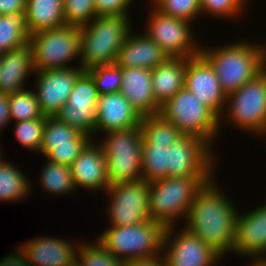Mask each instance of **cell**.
<instances>
[{
    "mask_svg": "<svg viewBox=\"0 0 266 266\" xmlns=\"http://www.w3.org/2000/svg\"><path fill=\"white\" fill-rule=\"evenodd\" d=\"M215 178L196 192L184 219V228L224 257L232 253L239 208L222 191Z\"/></svg>",
    "mask_w": 266,
    "mask_h": 266,
    "instance_id": "obj_1",
    "label": "cell"
},
{
    "mask_svg": "<svg viewBox=\"0 0 266 266\" xmlns=\"http://www.w3.org/2000/svg\"><path fill=\"white\" fill-rule=\"evenodd\" d=\"M237 39L223 46L201 47V54L213 66L221 89L228 95L264 70L262 44Z\"/></svg>",
    "mask_w": 266,
    "mask_h": 266,
    "instance_id": "obj_2",
    "label": "cell"
},
{
    "mask_svg": "<svg viewBox=\"0 0 266 266\" xmlns=\"http://www.w3.org/2000/svg\"><path fill=\"white\" fill-rule=\"evenodd\" d=\"M129 15L97 16L80 27V61L84 70L116 63L119 50L133 26Z\"/></svg>",
    "mask_w": 266,
    "mask_h": 266,
    "instance_id": "obj_3",
    "label": "cell"
},
{
    "mask_svg": "<svg viewBox=\"0 0 266 266\" xmlns=\"http://www.w3.org/2000/svg\"><path fill=\"white\" fill-rule=\"evenodd\" d=\"M213 177H166L149 183L150 219L166 227L187 217L196 192Z\"/></svg>",
    "mask_w": 266,
    "mask_h": 266,
    "instance_id": "obj_4",
    "label": "cell"
},
{
    "mask_svg": "<svg viewBox=\"0 0 266 266\" xmlns=\"http://www.w3.org/2000/svg\"><path fill=\"white\" fill-rule=\"evenodd\" d=\"M96 238L124 262L162 255L165 227L154 220L133 226H109Z\"/></svg>",
    "mask_w": 266,
    "mask_h": 266,
    "instance_id": "obj_5",
    "label": "cell"
},
{
    "mask_svg": "<svg viewBox=\"0 0 266 266\" xmlns=\"http://www.w3.org/2000/svg\"><path fill=\"white\" fill-rule=\"evenodd\" d=\"M224 121L225 124H230L229 126H236L239 131L251 133V136H259V139L266 137V72L264 70L227 95L226 107L220 117V126Z\"/></svg>",
    "mask_w": 266,
    "mask_h": 266,
    "instance_id": "obj_6",
    "label": "cell"
},
{
    "mask_svg": "<svg viewBox=\"0 0 266 266\" xmlns=\"http://www.w3.org/2000/svg\"><path fill=\"white\" fill-rule=\"evenodd\" d=\"M159 114L184 135H193L213 149L216 147L220 118L185 87L160 106Z\"/></svg>",
    "mask_w": 266,
    "mask_h": 266,
    "instance_id": "obj_7",
    "label": "cell"
},
{
    "mask_svg": "<svg viewBox=\"0 0 266 266\" xmlns=\"http://www.w3.org/2000/svg\"><path fill=\"white\" fill-rule=\"evenodd\" d=\"M98 143L106 156L110 185L142 180L143 136L140 126L104 133Z\"/></svg>",
    "mask_w": 266,
    "mask_h": 266,
    "instance_id": "obj_8",
    "label": "cell"
},
{
    "mask_svg": "<svg viewBox=\"0 0 266 266\" xmlns=\"http://www.w3.org/2000/svg\"><path fill=\"white\" fill-rule=\"evenodd\" d=\"M28 44L35 71L70 68L75 59L80 61L81 35L77 26L63 25L35 32L29 37Z\"/></svg>",
    "mask_w": 266,
    "mask_h": 266,
    "instance_id": "obj_9",
    "label": "cell"
},
{
    "mask_svg": "<svg viewBox=\"0 0 266 266\" xmlns=\"http://www.w3.org/2000/svg\"><path fill=\"white\" fill-rule=\"evenodd\" d=\"M146 20L143 32L154 40L169 58H192L201 53L202 42L200 44V40H195L192 22L164 15L153 6Z\"/></svg>",
    "mask_w": 266,
    "mask_h": 266,
    "instance_id": "obj_10",
    "label": "cell"
},
{
    "mask_svg": "<svg viewBox=\"0 0 266 266\" xmlns=\"http://www.w3.org/2000/svg\"><path fill=\"white\" fill-rule=\"evenodd\" d=\"M214 153L202 139L184 135L166 147L168 177H214L218 165Z\"/></svg>",
    "mask_w": 266,
    "mask_h": 266,
    "instance_id": "obj_11",
    "label": "cell"
},
{
    "mask_svg": "<svg viewBox=\"0 0 266 266\" xmlns=\"http://www.w3.org/2000/svg\"><path fill=\"white\" fill-rule=\"evenodd\" d=\"M105 192L110 197L105 208L110 226H133L150 219L147 181L115 183Z\"/></svg>",
    "mask_w": 266,
    "mask_h": 266,
    "instance_id": "obj_12",
    "label": "cell"
},
{
    "mask_svg": "<svg viewBox=\"0 0 266 266\" xmlns=\"http://www.w3.org/2000/svg\"><path fill=\"white\" fill-rule=\"evenodd\" d=\"M176 228H165L162 247L165 266H217L225 258L184 226L179 232Z\"/></svg>",
    "mask_w": 266,
    "mask_h": 266,
    "instance_id": "obj_13",
    "label": "cell"
},
{
    "mask_svg": "<svg viewBox=\"0 0 266 266\" xmlns=\"http://www.w3.org/2000/svg\"><path fill=\"white\" fill-rule=\"evenodd\" d=\"M99 93L92 76L84 70L76 79L67 103L55 115L79 132L93 136L96 130V107Z\"/></svg>",
    "mask_w": 266,
    "mask_h": 266,
    "instance_id": "obj_14",
    "label": "cell"
},
{
    "mask_svg": "<svg viewBox=\"0 0 266 266\" xmlns=\"http://www.w3.org/2000/svg\"><path fill=\"white\" fill-rule=\"evenodd\" d=\"M83 71L80 65L35 71L34 92L45 116H55L67 103L74 83Z\"/></svg>",
    "mask_w": 266,
    "mask_h": 266,
    "instance_id": "obj_15",
    "label": "cell"
},
{
    "mask_svg": "<svg viewBox=\"0 0 266 266\" xmlns=\"http://www.w3.org/2000/svg\"><path fill=\"white\" fill-rule=\"evenodd\" d=\"M184 87L219 118L222 116L227 95L221 89L213 66L201 53L187 59Z\"/></svg>",
    "mask_w": 266,
    "mask_h": 266,
    "instance_id": "obj_16",
    "label": "cell"
},
{
    "mask_svg": "<svg viewBox=\"0 0 266 266\" xmlns=\"http://www.w3.org/2000/svg\"><path fill=\"white\" fill-rule=\"evenodd\" d=\"M261 205L245 213L238 211L233 255L266 257V204Z\"/></svg>",
    "mask_w": 266,
    "mask_h": 266,
    "instance_id": "obj_17",
    "label": "cell"
},
{
    "mask_svg": "<svg viewBox=\"0 0 266 266\" xmlns=\"http://www.w3.org/2000/svg\"><path fill=\"white\" fill-rule=\"evenodd\" d=\"M106 166V156L102 147L97 140L92 139L70 166L76 190H79V187L95 194L101 191L105 194L110 185Z\"/></svg>",
    "mask_w": 266,
    "mask_h": 266,
    "instance_id": "obj_18",
    "label": "cell"
},
{
    "mask_svg": "<svg viewBox=\"0 0 266 266\" xmlns=\"http://www.w3.org/2000/svg\"><path fill=\"white\" fill-rule=\"evenodd\" d=\"M141 120L140 113L121 92L99 95L96 107V130L93 139L96 140L99 133L103 135L107 132L140 126Z\"/></svg>",
    "mask_w": 266,
    "mask_h": 266,
    "instance_id": "obj_19",
    "label": "cell"
},
{
    "mask_svg": "<svg viewBox=\"0 0 266 266\" xmlns=\"http://www.w3.org/2000/svg\"><path fill=\"white\" fill-rule=\"evenodd\" d=\"M48 236H37L20 244L31 266H67L77 259L81 241L75 244L59 236Z\"/></svg>",
    "mask_w": 266,
    "mask_h": 266,
    "instance_id": "obj_20",
    "label": "cell"
},
{
    "mask_svg": "<svg viewBox=\"0 0 266 266\" xmlns=\"http://www.w3.org/2000/svg\"><path fill=\"white\" fill-rule=\"evenodd\" d=\"M134 28L127 35L118 53L116 64L120 67H136L153 70L169 56L146 33L135 34Z\"/></svg>",
    "mask_w": 266,
    "mask_h": 266,
    "instance_id": "obj_21",
    "label": "cell"
},
{
    "mask_svg": "<svg viewBox=\"0 0 266 266\" xmlns=\"http://www.w3.org/2000/svg\"><path fill=\"white\" fill-rule=\"evenodd\" d=\"M141 116L159 114L160 106L153 96L150 69L122 67L121 91Z\"/></svg>",
    "mask_w": 266,
    "mask_h": 266,
    "instance_id": "obj_22",
    "label": "cell"
},
{
    "mask_svg": "<svg viewBox=\"0 0 266 266\" xmlns=\"http://www.w3.org/2000/svg\"><path fill=\"white\" fill-rule=\"evenodd\" d=\"M32 74L35 69L29 44L0 54V93L10 95L25 89Z\"/></svg>",
    "mask_w": 266,
    "mask_h": 266,
    "instance_id": "obj_23",
    "label": "cell"
},
{
    "mask_svg": "<svg viewBox=\"0 0 266 266\" xmlns=\"http://www.w3.org/2000/svg\"><path fill=\"white\" fill-rule=\"evenodd\" d=\"M187 59L184 57H170L151 70L153 96L159 106H162L184 88Z\"/></svg>",
    "mask_w": 266,
    "mask_h": 266,
    "instance_id": "obj_24",
    "label": "cell"
},
{
    "mask_svg": "<svg viewBox=\"0 0 266 266\" xmlns=\"http://www.w3.org/2000/svg\"><path fill=\"white\" fill-rule=\"evenodd\" d=\"M25 13L30 34L65 25L63 0H26Z\"/></svg>",
    "mask_w": 266,
    "mask_h": 266,
    "instance_id": "obj_25",
    "label": "cell"
},
{
    "mask_svg": "<svg viewBox=\"0 0 266 266\" xmlns=\"http://www.w3.org/2000/svg\"><path fill=\"white\" fill-rule=\"evenodd\" d=\"M0 153V201H22L31 193L32 184L23 171L13 162L2 159ZM24 198V199H23Z\"/></svg>",
    "mask_w": 266,
    "mask_h": 266,
    "instance_id": "obj_26",
    "label": "cell"
},
{
    "mask_svg": "<svg viewBox=\"0 0 266 266\" xmlns=\"http://www.w3.org/2000/svg\"><path fill=\"white\" fill-rule=\"evenodd\" d=\"M141 131L143 146L168 147L178 141L184 134L160 114L142 116Z\"/></svg>",
    "mask_w": 266,
    "mask_h": 266,
    "instance_id": "obj_27",
    "label": "cell"
},
{
    "mask_svg": "<svg viewBox=\"0 0 266 266\" xmlns=\"http://www.w3.org/2000/svg\"><path fill=\"white\" fill-rule=\"evenodd\" d=\"M30 36L25 12L0 15V54L27 45Z\"/></svg>",
    "mask_w": 266,
    "mask_h": 266,
    "instance_id": "obj_28",
    "label": "cell"
},
{
    "mask_svg": "<svg viewBox=\"0 0 266 266\" xmlns=\"http://www.w3.org/2000/svg\"><path fill=\"white\" fill-rule=\"evenodd\" d=\"M39 173V184L44 192H50L55 197L76 193V188L68 165L58 164L46 159V163ZM74 191V192H73Z\"/></svg>",
    "mask_w": 266,
    "mask_h": 266,
    "instance_id": "obj_29",
    "label": "cell"
},
{
    "mask_svg": "<svg viewBox=\"0 0 266 266\" xmlns=\"http://www.w3.org/2000/svg\"><path fill=\"white\" fill-rule=\"evenodd\" d=\"M81 134L82 132L57 117L46 116L39 154L43 157L53 146L72 145Z\"/></svg>",
    "mask_w": 266,
    "mask_h": 266,
    "instance_id": "obj_30",
    "label": "cell"
},
{
    "mask_svg": "<svg viewBox=\"0 0 266 266\" xmlns=\"http://www.w3.org/2000/svg\"><path fill=\"white\" fill-rule=\"evenodd\" d=\"M10 124L36 118H46L42 113L33 89L25 88L8 95ZM14 120V121H13Z\"/></svg>",
    "mask_w": 266,
    "mask_h": 266,
    "instance_id": "obj_31",
    "label": "cell"
},
{
    "mask_svg": "<svg viewBox=\"0 0 266 266\" xmlns=\"http://www.w3.org/2000/svg\"><path fill=\"white\" fill-rule=\"evenodd\" d=\"M142 179L148 183L168 177L166 147L142 145Z\"/></svg>",
    "mask_w": 266,
    "mask_h": 266,
    "instance_id": "obj_32",
    "label": "cell"
},
{
    "mask_svg": "<svg viewBox=\"0 0 266 266\" xmlns=\"http://www.w3.org/2000/svg\"><path fill=\"white\" fill-rule=\"evenodd\" d=\"M151 6L164 15L190 22L201 19L200 0H151Z\"/></svg>",
    "mask_w": 266,
    "mask_h": 266,
    "instance_id": "obj_33",
    "label": "cell"
},
{
    "mask_svg": "<svg viewBox=\"0 0 266 266\" xmlns=\"http://www.w3.org/2000/svg\"><path fill=\"white\" fill-rule=\"evenodd\" d=\"M83 241L79 245L77 259L83 266H125V262L115 258L99 241Z\"/></svg>",
    "mask_w": 266,
    "mask_h": 266,
    "instance_id": "obj_34",
    "label": "cell"
},
{
    "mask_svg": "<svg viewBox=\"0 0 266 266\" xmlns=\"http://www.w3.org/2000/svg\"><path fill=\"white\" fill-rule=\"evenodd\" d=\"M86 71L92 76L99 95L121 91L122 67L116 63L96 65Z\"/></svg>",
    "mask_w": 266,
    "mask_h": 266,
    "instance_id": "obj_35",
    "label": "cell"
},
{
    "mask_svg": "<svg viewBox=\"0 0 266 266\" xmlns=\"http://www.w3.org/2000/svg\"><path fill=\"white\" fill-rule=\"evenodd\" d=\"M46 118L29 119L14 123L16 140L24 148L39 153Z\"/></svg>",
    "mask_w": 266,
    "mask_h": 266,
    "instance_id": "obj_36",
    "label": "cell"
},
{
    "mask_svg": "<svg viewBox=\"0 0 266 266\" xmlns=\"http://www.w3.org/2000/svg\"><path fill=\"white\" fill-rule=\"evenodd\" d=\"M247 2V0H200V6L205 18L207 15L216 19L237 20L247 11L245 8Z\"/></svg>",
    "mask_w": 266,
    "mask_h": 266,
    "instance_id": "obj_37",
    "label": "cell"
},
{
    "mask_svg": "<svg viewBox=\"0 0 266 266\" xmlns=\"http://www.w3.org/2000/svg\"><path fill=\"white\" fill-rule=\"evenodd\" d=\"M65 25L85 26L96 17L94 0H63Z\"/></svg>",
    "mask_w": 266,
    "mask_h": 266,
    "instance_id": "obj_38",
    "label": "cell"
},
{
    "mask_svg": "<svg viewBox=\"0 0 266 266\" xmlns=\"http://www.w3.org/2000/svg\"><path fill=\"white\" fill-rule=\"evenodd\" d=\"M92 139L91 136L82 133L72 145L53 146L43 157L51 162L71 166Z\"/></svg>",
    "mask_w": 266,
    "mask_h": 266,
    "instance_id": "obj_39",
    "label": "cell"
},
{
    "mask_svg": "<svg viewBox=\"0 0 266 266\" xmlns=\"http://www.w3.org/2000/svg\"><path fill=\"white\" fill-rule=\"evenodd\" d=\"M136 0H94L97 16L130 15V8Z\"/></svg>",
    "mask_w": 266,
    "mask_h": 266,
    "instance_id": "obj_40",
    "label": "cell"
},
{
    "mask_svg": "<svg viewBox=\"0 0 266 266\" xmlns=\"http://www.w3.org/2000/svg\"><path fill=\"white\" fill-rule=\"evenodd\" d=\"M0 266H31V264L28 262L25 252L20 246H17L14 253L9 252L0 259Z\"/></svg>",
    "mask_w": 266,
    "mask_h": 266,
    "instance_id": "obj_41",
    "label": "cell"
},
{
    "mask_svg": "<svg viewBox=\"0 0 266 266\" xmlns=\"http://www.w3.org/2000/svg\"><path fill=\"white\" fill-rule=\"evenodd\" d=\"M25 11L26 0H0V15Z\"/></svg>",
    "mask_w": 266,
    "mask_h": 266,
    "instance_id": "obj_42",
    "label": "cell"
},
{
    "mask_svg": "<svg viewBox=\"0 0 266 266\" xmlns=\"http://www.w3.org/2000/svg\"><path fill=\"white\" fill-rule=\"evenodd\" d=\"M8 123H10L8 95L0 93V134Z\"/></svg>",
    "mask_w": 266,
    "mask_h": 266,
    "instance_id": "obj_43",
    "label": "cell"
},
{
    "mask_svg": "<svg viewBox=\"0 0 266 266\" xmlns=\"http://www.w3.org/2000/svg\"><path fill=\"white\" fill-rule=\"evenodd\" d=\"M125 266H165V263L162 255H159L147 259L126 261Z\"/></svg>",
    "mask_w": 266,
    "mask_h": 266,
    "instance_id": "obj_44",
    "label": "cell"
},
{
    "mask_svg": "<svg viewBox=\"0 0 266 266\" xmlns=\"http://www.w3.org/2000/svg\"><path fill=\"white\" fill-rule=\"evenodd\" d=\"M250 260L246 266H266V257H250L247 260Z\"/></svg>",
    "mask_w": 266,
    "mask_h": 266,
    "instance_id": "obj_45",
    "label": "cell"
},
{
    "mask_svg": "<svg viewBox=\"0 0 266 266\" xmlns=\"http://www.w3.org/2000/svg\"><path fill=\"white\" fill-rule=\"evenodd\" d=\"M262 48H263V66H264V71L266 72V44L262 43Z\"/></svg>",
    "mask_w": 266,
    "mask_h": 266,
    "instance_id": "obj_46",
    "label": "cell"
},
{
    "mask_svg": "<svg viewBox=\"0 0 266 266\" xmlns=\"http://www.w3.org/2000/svg\"><path fill=\"white\" fill-rule=\"evenodd\" d=\"M67 266H83V265L81 264V262L78 259H76L73 263H71Z\"/></svg>",
    "mask_w": 266,
    "mask_h": 266,
    "instance_id": "obj_47",
    "label": "cell"
}]
</instances>
